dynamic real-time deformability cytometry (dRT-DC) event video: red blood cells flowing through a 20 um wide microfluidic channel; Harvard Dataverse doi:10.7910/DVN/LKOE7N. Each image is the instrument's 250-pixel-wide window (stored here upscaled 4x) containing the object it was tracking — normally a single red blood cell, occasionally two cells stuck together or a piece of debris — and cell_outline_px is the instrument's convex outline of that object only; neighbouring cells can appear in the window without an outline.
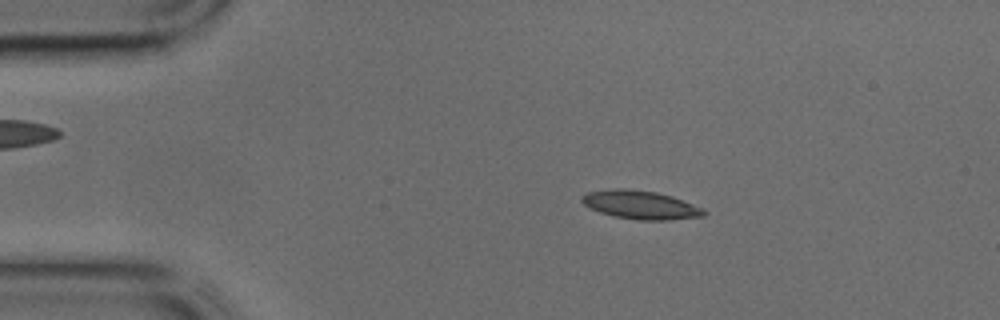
{"species": "common noctule bat (a hibernating species)", "species_latin": "Nyctalus noctula", "temperature_condition": "cold", "stored_images_in_passage": 42, "camera_frame_rate_fps": 3000, "um_per_image_px": 0.085, "animal": {"sex": "male", "body_mass_g": 17.9, "forearm_length_mm": 54.2}, "frame": {"image": 1, "passage_image": 7, "time_ms": 2.0, "image_size_px": [1000, 320], "cell_outline_px": [[708, 212], [704, 216], [672, 220], [640, 220], [616, 216], [600, 212], [584, 204], [580, 200], [580, 196], [588, 192], [612, 188], [624, 188], [656, 192], [672, 196], [704, 208]], "centroid_in_image_um": [54.48, 17.41], "position_along_channel_um": 30.5, "area_um2": 20.29}}
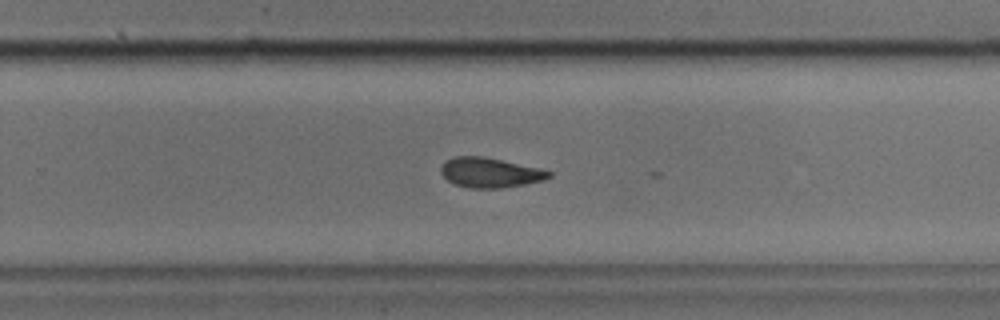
{"frame": {"image": 2, "passage_image": 27, "time_ms": 8.667, "image_size_px": [1000, 320], "cell_outline_px": [[552, 176], [544, 180], [524, 184], [500, 188], [472, 188], [456, 184], [448, 180], [440, 172], [440, 168], [448, 160], [456, 156], [480, 156], [500, 160], [536, 168], [552, 172]], "centroid_in_image_um": [41.64, 14.68], "position_along_channel_um": 288.2, "area_um2": 18.26}}
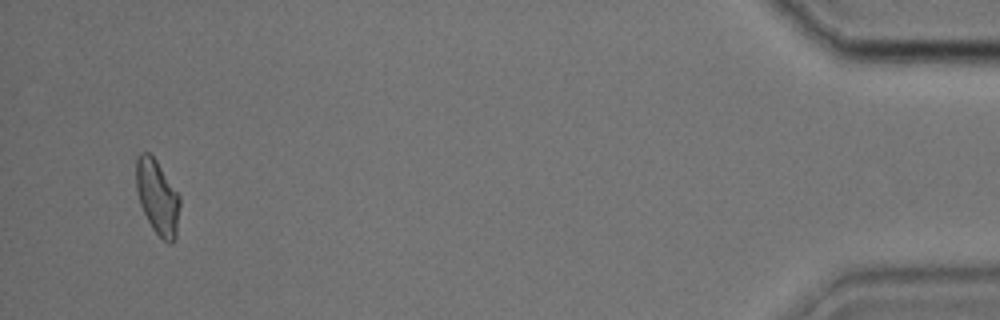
{"frame": {"image": 3, "passage_image": 41, "time_ms": 13.333, "image_size_px": [1000, 320], "cell_outline_px": [[180, 204], [176, 236], [172, 244], [168, 244], [152, 228], [140, 204], [136, 188], [136, 160], [140, 152], [148, 152], [156, 160], [180, 196]], "centroid_in_image_um": [13.38, 16.76], "position_along_channel_um": 421.8, "area_um2": 18.84}}